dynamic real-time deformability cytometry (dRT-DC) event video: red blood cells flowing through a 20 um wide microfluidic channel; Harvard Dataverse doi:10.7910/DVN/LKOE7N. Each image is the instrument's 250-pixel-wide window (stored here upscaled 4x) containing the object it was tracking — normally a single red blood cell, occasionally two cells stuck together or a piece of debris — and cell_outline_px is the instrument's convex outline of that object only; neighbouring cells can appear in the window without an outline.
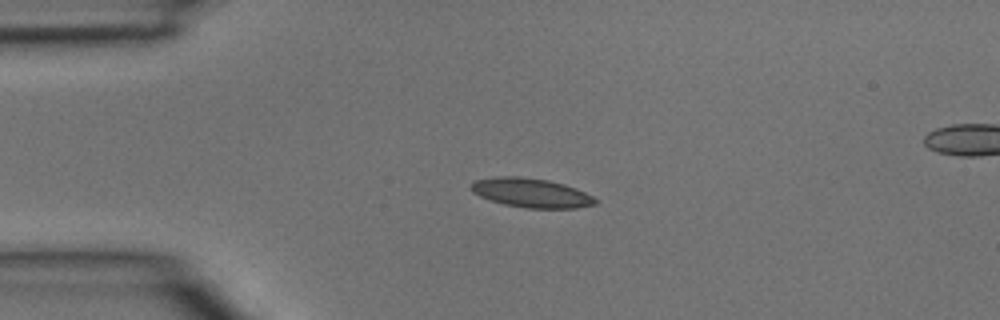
{"species": "common noctule bat (a hibernating species)", "species_latin": "Nyctalus noctula", "temperature_condition": "room temperature", "stored_images_in_passage": 2, "camera_frame_rate_fps": 3000, "um_per_image_px": 0.085, "animal": {"sex": "male", "body_mass_g": 15.6}, "frame": {"image": 1, "passage_image": 1, "time_ms": 0.0, "image_size_px": [1000, 320], "cell_outline_px": [[600, 200], [596, 204], [576, 208], [528, 208], [504, 204], [480, 196], [472, 192], [472, 180], [496, 176], [520, 176], [548, 180], [564, 184], [576, 188]], "centroid_in_image_um": [45.17, 16.38], "position_along_channel_um": 39.8, "area_um2": 21.15}}